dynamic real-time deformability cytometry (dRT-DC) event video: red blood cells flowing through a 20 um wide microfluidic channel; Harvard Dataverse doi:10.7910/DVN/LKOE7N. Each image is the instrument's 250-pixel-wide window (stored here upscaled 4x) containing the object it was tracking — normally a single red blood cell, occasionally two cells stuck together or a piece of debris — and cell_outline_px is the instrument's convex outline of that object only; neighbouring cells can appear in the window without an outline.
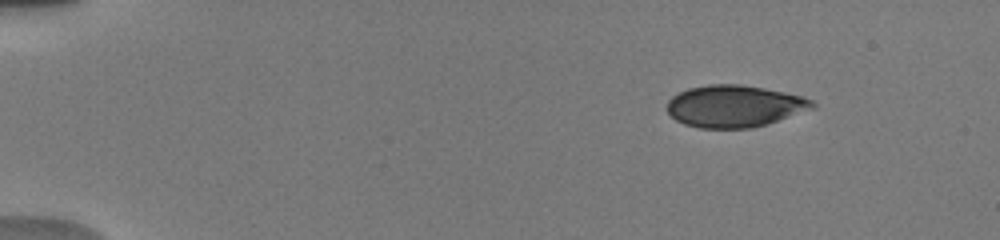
{"species": "human", "species_latin": "Homo sapiens", "temperature_condition": "warm", "stored_images_in_passage": 8, "camera_frame_rate_fps": 3000, "um_per_image_px": 0.085, "donor": {"sex": "male"}, "frame": {"image": 1, "passage_image": 2, "time_ms": 0.667, "image_size_px": [1000, 240], "cell_outline_px": [[816, 108], [768, 124], [752, 128], [700, 128], [684, 124], [676, 120], [668, 112], [668, 100], [672, 96], [688, 88], [708, 84], [740, 84], [764, 88], [804, 96], [812, 100], [816, 104]], "centroid_in_image_um": [62.47, 9.02], "position_along_channel_um": 22.5, "area_um2": 35.78}}
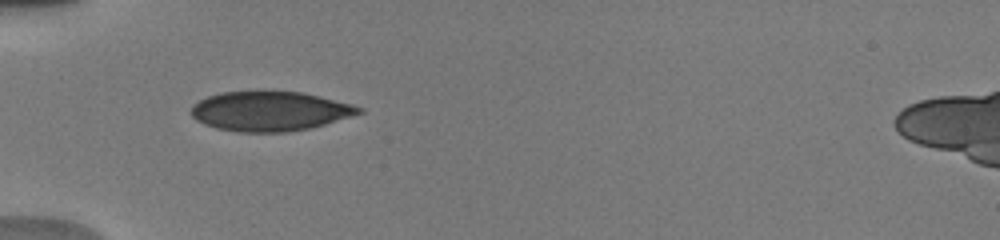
{"frame": {"image": 2, "passage_image": 7, "time_ms": 4.333, "image_size_px": [1000, 240], "cell_outline_px": [[364, 112], [352, 116], [324, 124], [308, 128], [284, 132], [240, 132], [216, 128], [204, 124], [196, 120], [192, 116], [192, 104], [208, 96], [220, 92], [256, 88], [304, 92], [352, 104], [364, 108]], "centroid_in_image_um": [22.92, 9.4], "position_along_channel_um": 62.1, "area_um2": 39.65}}
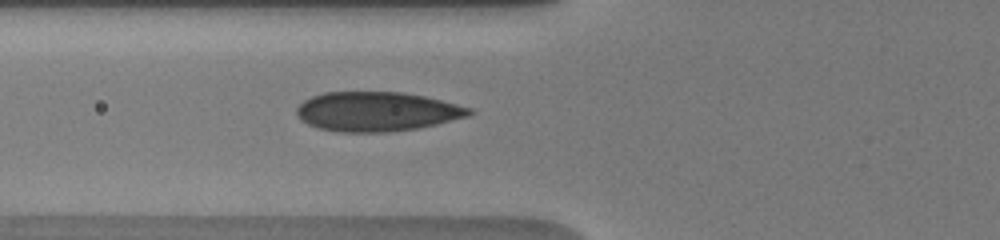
{"frame": {"image": 3, "passage_image": 8, "time_ms": 5.333, "image_size_px": [1000, 240], "cell_outline_px": [[476, 112], [468, 116], [436, 124], [416, 128], [388, 132], [344, 132], [320, 128], [308, 124], [296, 112], [296, 108], [304, 100], [312, 96], [324, 92], [404, 92], [424, 96], [472, 108]], "centroid_in_image_um": [32.06, 9.47], "position_along_channel_um": 93.7, "area_um2": 39.36}}